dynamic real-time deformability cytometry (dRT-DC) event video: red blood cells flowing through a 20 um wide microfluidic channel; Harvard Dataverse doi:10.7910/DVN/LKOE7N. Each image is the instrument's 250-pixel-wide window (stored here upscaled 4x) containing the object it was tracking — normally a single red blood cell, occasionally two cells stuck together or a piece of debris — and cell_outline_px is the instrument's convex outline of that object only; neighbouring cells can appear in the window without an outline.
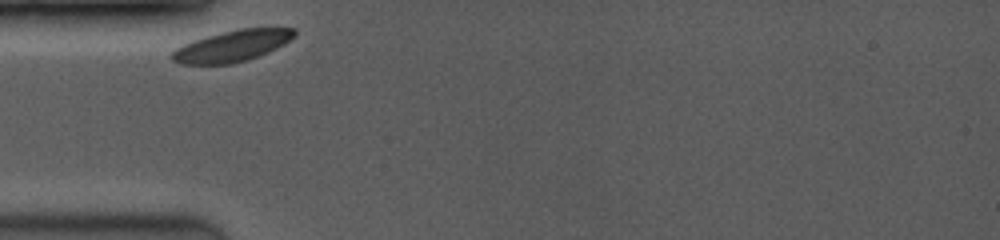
{"species": "common noctule bat (a hibernating species)", "species_latin": "Nyctalus noctula", "temperature_condition": "room temperature", "stored_images_in_passage": 2, "camera_frame_rate_fps": 3500, "um_per_image_px": 0.085, "animal": {"sex": "female", "body_mass_g": 19.0, "forearm_length_mm": 53.3}, "frame": {"image": 1, "passage_image": 1, "time_ms": 0.0, "image_size_px": [1000, 240], "cell_outline_px": [[296, 36], [284, 44], [268, 52], [248, 60], [232, 64], [180, 64], [172, 60], [172, 52], [176, 48], [184, 44], [208, 36], [240, 28], [296, 28]], "centroid_in_image_um": [19.77, 3.91], "position_along_channel_um": 65.2, "area_um2": 22.14}}